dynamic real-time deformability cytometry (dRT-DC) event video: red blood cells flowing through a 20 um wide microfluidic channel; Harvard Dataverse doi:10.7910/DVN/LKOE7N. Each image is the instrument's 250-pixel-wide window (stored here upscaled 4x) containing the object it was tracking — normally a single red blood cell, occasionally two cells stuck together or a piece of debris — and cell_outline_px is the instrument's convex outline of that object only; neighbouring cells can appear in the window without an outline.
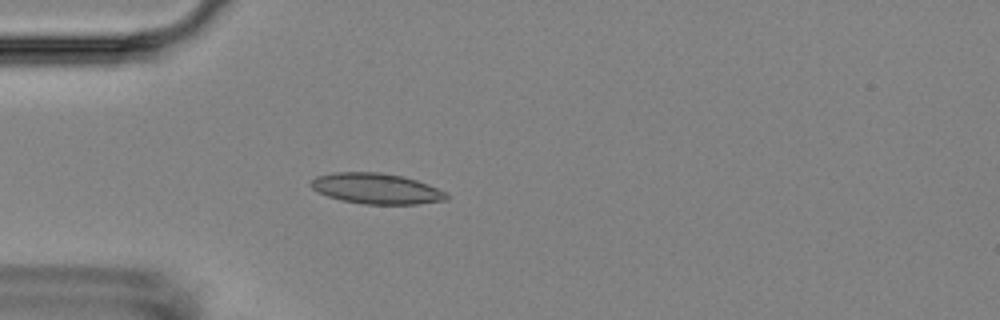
{"species": "Egyptian fruit bat (a non-hibernating species)", "species_latin": "Rousettus aegyptiacus", "temperature_condition": "room temperature", "stored_images_in_passage": 2, "camera_frame_rate_fps": 3000, "um_per_image_px": 0.085, "animal": {"sex": "female"}, "frame": {"image": 1, "passage_image": 2, "time_ms": 1.0, "image_size_px": [1000, 320], "cell_outline_px": [[448, 200], [416, 204], [364, 204], [340, 200], [316, 192], [308, 184], [316, 176], [332, 172], [380, 172], [404, 176], [428, 184], [448, 192]], "centroid_in_image_um": [31.98, 16.02], "position_along_channel_um": 53.0, "area_um2": 24.51}}